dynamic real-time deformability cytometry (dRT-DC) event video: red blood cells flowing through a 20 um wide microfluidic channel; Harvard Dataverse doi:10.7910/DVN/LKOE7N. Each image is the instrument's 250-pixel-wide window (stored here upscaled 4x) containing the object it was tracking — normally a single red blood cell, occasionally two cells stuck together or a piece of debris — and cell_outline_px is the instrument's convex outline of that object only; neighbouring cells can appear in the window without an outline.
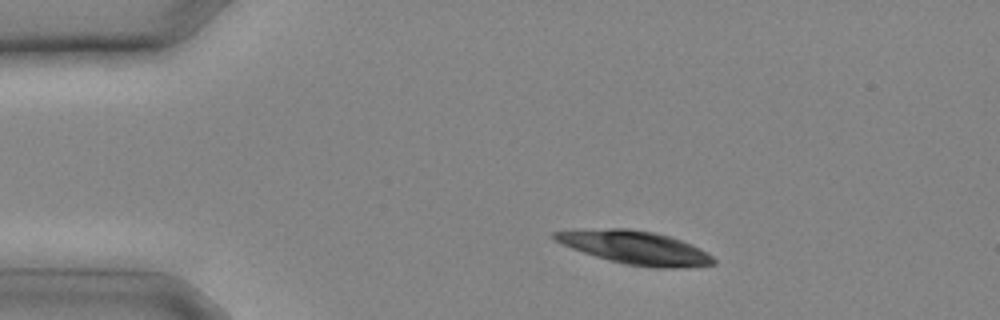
{"species": "common noctule bat (a hibernating species)", "species_latin": "Nyctalus noctula", "temperature_condition": "cold", "stored_images_in_passage": 4, "camera_frame_rate_fps": 3000, "um_per_image_px": 0.085, "animal": {"sex": "male", "body_mass_g": 20.4}, "frame": {"image": 1, "passage_image": 1, "time_ms": 0.0, "image_size_px": [1000, 320], "cell_outline_px": [[716, 264], [676, 268], [652, 268], [628, 264], [608, 260], [572, 248], [548, 236], [552, 232], [572, 228], [628, 228], [656, 232], [692, 244], [708, 252], [716, 260]], "centroid_in_image_um": [53.95, 21.02], "position_along_channel_um": 31.0, "area_um2": 31.21}}